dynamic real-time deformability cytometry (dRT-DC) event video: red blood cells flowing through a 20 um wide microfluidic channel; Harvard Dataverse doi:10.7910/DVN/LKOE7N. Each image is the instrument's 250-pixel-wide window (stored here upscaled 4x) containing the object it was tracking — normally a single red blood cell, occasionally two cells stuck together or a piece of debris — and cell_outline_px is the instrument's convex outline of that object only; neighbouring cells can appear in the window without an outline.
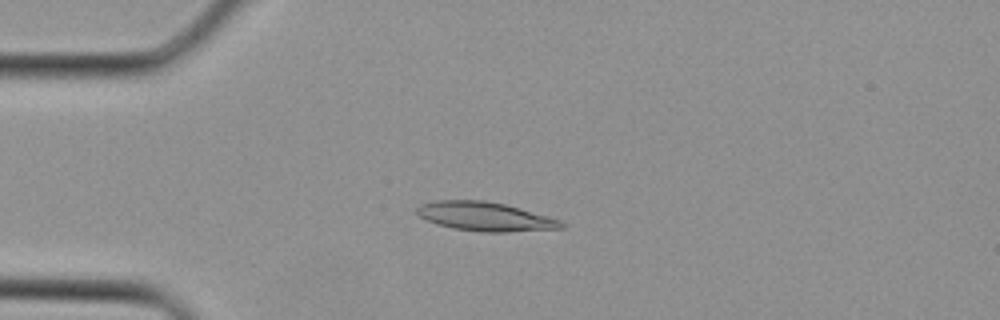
{"species": "Egyptian fruit bat (a non-hibernating species)", "species_latin": "Rousettus aegyptiacus", "temperature_condition": "cold", "stored_images_in_passage": 3, "camera_frame_rate_fps": 3000, "um_per_image_px": 0.085, "animal": {"sex": "female"}, "frame": {"image": 1, "passage_image": 3, "time_ms": 0.667, "image_size_px": [1000, 320], "cell_outline_px": [[564, 228], [508, 232], [480, 232], [452, 228], [436, 224], [420, 216], [416, 212], [416, 208], [420, 204], [436, 200], [484, 200], [504, 204], [520, 208], [548, 216], [560, 220], [564, 224]], "centroid_in_image_um": [41.22, 18.4], "position_along_channel_um": 43.8, "area_um2": 24.39}}